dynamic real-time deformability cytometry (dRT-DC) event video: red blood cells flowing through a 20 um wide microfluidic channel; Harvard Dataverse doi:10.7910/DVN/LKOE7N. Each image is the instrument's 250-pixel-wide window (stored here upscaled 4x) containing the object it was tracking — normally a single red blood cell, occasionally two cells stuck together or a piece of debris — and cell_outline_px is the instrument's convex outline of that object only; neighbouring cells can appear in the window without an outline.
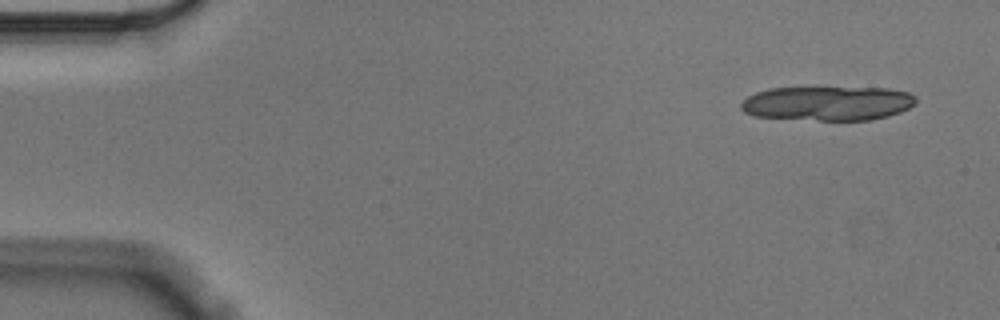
{"species": "Egyptian fruit bat (a non-hibernating species)", "species_latin": "Rousettus aegyptiacus", "temperature_condition": "cold", "stored_images_in_passage": 18, "camera_frame_rate_fps": 3000, "um_per_image_px": 0.085, "animal": {"sex": "male"}, "frame": {"image": 1, "passage_image": 3, "time_ms": 0.667, "image_size_px": [1000, 320], "cell_outline_px": [[916, 104], [900, 112], [888, 116], [872, 120], [820, 120], [756, 116], [744, 112], [740, 108], [740, 104], [748, 96], [756, 92], [768, 88], [888, 88], [908, 92], [916, 96]], "centroid_in_image_um": [70.38, 8.78], "position_along_channel_um": 14.6, "area_um2": 34.97}}